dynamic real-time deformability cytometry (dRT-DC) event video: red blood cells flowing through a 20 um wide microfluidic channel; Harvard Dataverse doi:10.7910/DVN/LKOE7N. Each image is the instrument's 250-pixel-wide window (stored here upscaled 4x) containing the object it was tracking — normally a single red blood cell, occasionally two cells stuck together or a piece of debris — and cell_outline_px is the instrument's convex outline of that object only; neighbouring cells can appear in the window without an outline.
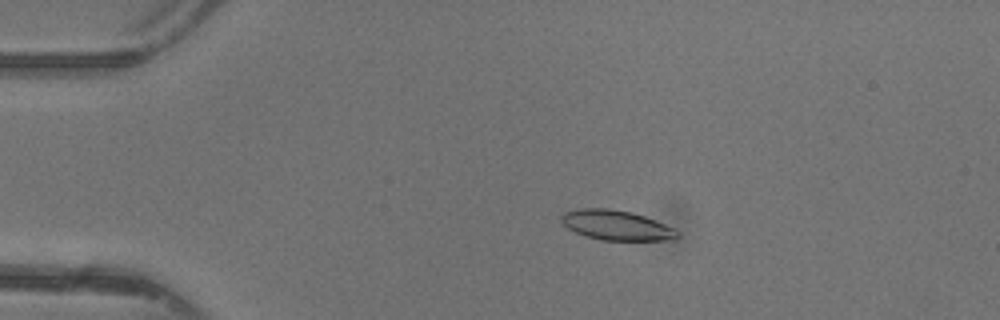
{"species": "common noctule bat (a hibernating species)", "species_latin": "Nyctalus noctula", "temperature_condition": "warm", "stored_images_in_passage": 48, "camera_frame_rate_fps": 3000, "um_per_image_px": 0.085, "animal": {"sex": "female"}, "frame": {"image": 1, "passage_image": 10, "time_ms": 3.0, "image_size_px": [1000, 320], "cell_outline_px": [[680, 236], [676, 240], [604, 240], [584, 236], [568, 228], [560, 220], [560, 216], [564, 212], [580, 208], [608, 208], [632, 212], [656, 220], [676, 228], [680, 232]], "centroid_in_image_um": [52.44, 19.14], "position_along_channel_um": 32.6, "area_um2": 20.46}}
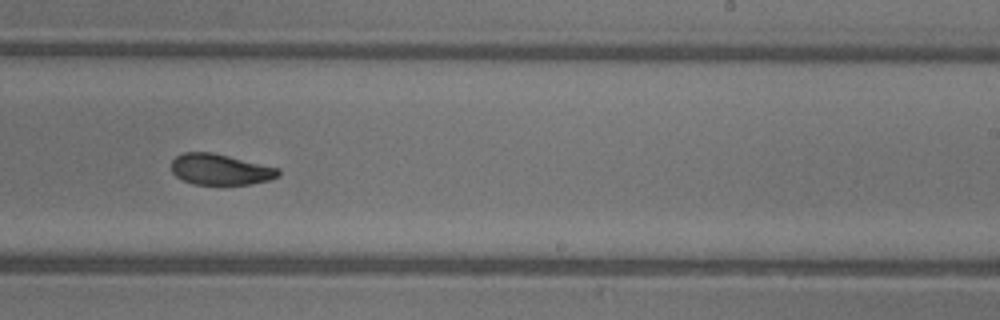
{"frame": {"image": 2, "passage_image": 30, "time_ms": 9.667, "image_size_px": [1000, 320], "cell_outline_px": [[280, 176], [268, 180], [248, 184], [192, 184], [176, 176], [172, 172], [172, 160], [176, 156], [184, 152], [212, 152], [280, 168]], "centroid_in_image_um": [18.73, 14.39], "position_along_channel_um": 270.3, "area_um2": 19.19}}
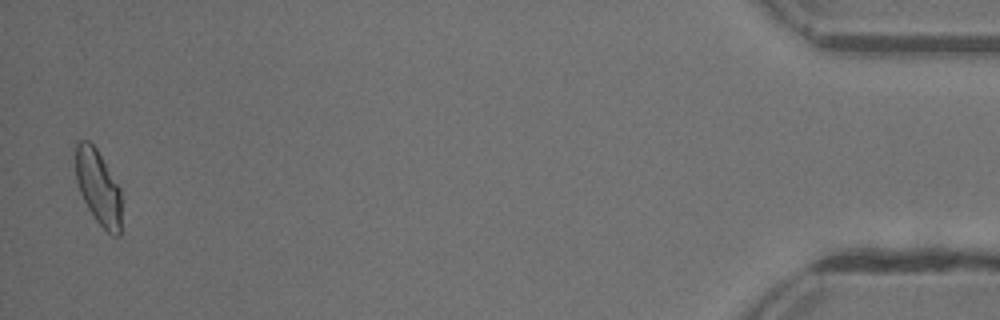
{"frame": {"image": 3, "passage_image": 47, "time_ms": 15.333, "image_size_px": [1000, 320], "cell_outline_px": [[120, 236], [112, 236], [96, 220], [88, 208], [80, 192], [76, 180], [76, 144], [80, 140], [88, 140], [96, 148], [120, 188]], "centroid_in_image_um": [8.35, 15.92], "position_along_channel_um": 426.9, "area_um2": 19.65}, "authors_computed_cell_mechanics": {"area_um2": 20.2011, "velocity_mm_per_s": 4.3771, "shape_relaxation_time_tau1_ms": 3.5995, "shape_relaxation_time_tau2_ms": 3.0583, "deformation_change_tau1": 0.1606, "deformation_change_tau2": 0.0983}}